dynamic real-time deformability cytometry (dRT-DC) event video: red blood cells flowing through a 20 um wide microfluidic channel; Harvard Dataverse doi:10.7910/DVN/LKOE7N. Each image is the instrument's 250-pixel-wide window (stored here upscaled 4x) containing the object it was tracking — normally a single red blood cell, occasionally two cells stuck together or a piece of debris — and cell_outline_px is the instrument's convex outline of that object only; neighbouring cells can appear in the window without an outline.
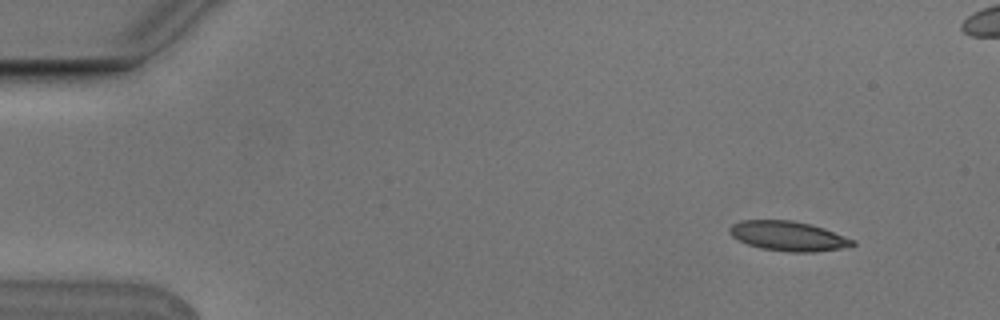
{"species": "Egyptian fruit bat (a non-hibernating species)", "species_latin": "Rousettus aegyptiacus", "temperature_condition": "cold", "stored_images_in_passage": 5, "camera_frame_rate_fps": 3000, "um_per_image_px": 0.085, "animal": {"sex": "male"}, "frame": {"image": 1, "passage_image": 1, "time_ms": 0.0, "image_size_px": [1000, 320], "cell_outline_px": [[856, 244], [840, 248], [812, 252], [788, 252], [760, 248], [748, 244], [732, 236], [728, 232], [728, 228], [732, 224], [740, 220], [792, 220], [812, 224], [824, 228], [856, 240]], "centroid_in_image_um": [66.99, 20.05], "position_along_channel_um": 18.0, "area_um2": 21.33}}